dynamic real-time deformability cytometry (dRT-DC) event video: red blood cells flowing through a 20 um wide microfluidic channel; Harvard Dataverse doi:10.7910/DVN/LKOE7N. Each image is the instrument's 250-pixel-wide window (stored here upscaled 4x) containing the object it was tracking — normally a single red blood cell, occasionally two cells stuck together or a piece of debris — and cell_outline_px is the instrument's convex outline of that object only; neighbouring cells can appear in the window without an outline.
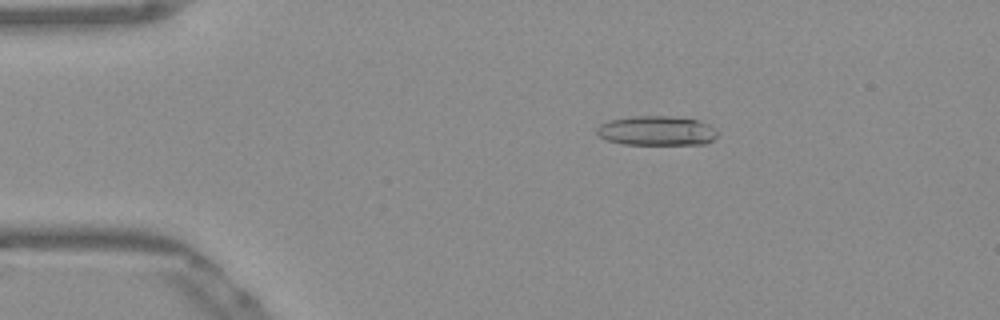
{"species": "Egyptian fruit bat (a non-hibernating species)", "species_latin": "Rousettus aegyptiacus", "temperature_condition": "warm", "stored_images_in_passage": 51, "camera_frame_rate_fps": 3000, "um_per_image_px": 0.085, "frame": {"image": 1, "passage_image": 8, "time_ms": 2.333, "image_size_px": [1000, 320], "cell_outline_px": [[716, 136], [708, 144], [624, 144], [608, 140], [600, 136], [596, 132], [596, 128], [600, 124], [608, 120], [632, 116], [672, 116], [696, 120], [708, 124], [716, 128]], "centroid_in_image_um": [55.81, 11.11], "position_along_channel_um": 29.2, "area_um2": 20.75}}
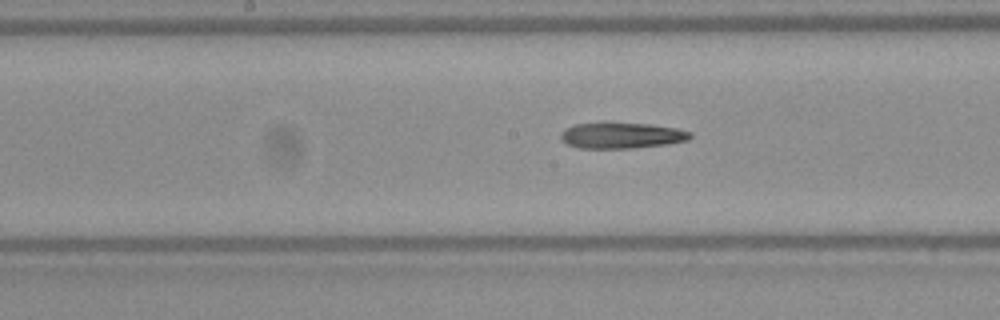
{"frame": {"image": 2, "passage_image": 25, "time_ms": 8.0, "image_size_px": [1000, 320], "cell_outline_px": [[692, 136], [688, 140], [668, 144], [632, 148], [580, 148], [568, 144], [560, 136], [564, 128], [576, 124], [604, 120], [608, 120], [648, 124], [676, 128], [692, 132]], "centroid_in_image_um": [52.82, 11.47], "position_along_channel_um": 195.4, "area_um2": 20.17}}
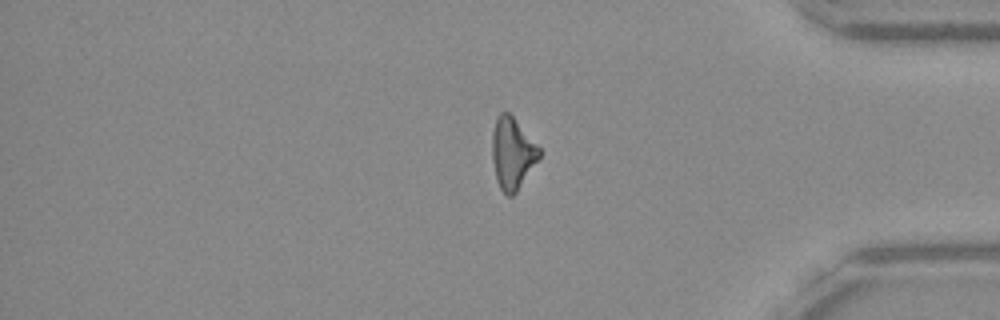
{"frame": {"image": 3, "passage_image": 42, "time_ms": 13.667, "image_size_px": [1000, 320], "cell_outline_px": [[540, 156], [516, 192], [512, 196], [508, 196], [500, 188], [496, 180], [492, 160], [492, 132], [496, 116], [500, 112], [508, 112], [512, 116], [540, 148]], "centroid_in_image_um": [43.52, 13.02], "position_along_channel_um": 391.7, "area_um2": 19.42}}